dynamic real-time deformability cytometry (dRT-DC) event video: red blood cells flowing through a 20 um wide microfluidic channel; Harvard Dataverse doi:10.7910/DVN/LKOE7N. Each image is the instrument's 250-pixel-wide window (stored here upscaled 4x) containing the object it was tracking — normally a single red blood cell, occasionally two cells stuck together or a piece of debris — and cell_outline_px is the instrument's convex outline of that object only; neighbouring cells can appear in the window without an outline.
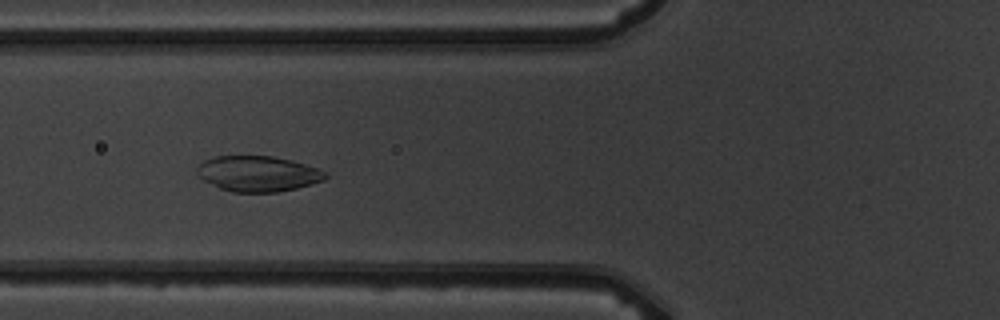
{"species": "common noctule bat (a hibernating species)", "species_latin": "Nyctalus noctula", "temperature_condition": "warm", "stored_images_in_passage": 7, "camera_frame_rate_fps": 3000, "um_per_image_px": 0.085, "animal": {"sex": "male", "body_mass_g": 19.5, "forearm_length_mm": 54.6}, "frame": {"image": 1, "passage_image": 6, "time_ms": 6.667, "image_size_px": [1000, 320], "cell_outline_px": [[328, 176], [324, 180], [312, 184], [296, 188], [276, 192], [232, 192], [220, 188], [204, 180], [196, 172], [196, 168], [204, 160], [216, 156], [272, 156], [292, 160], [328, 172]], "centroid_in_image_um": [21.94, 14.76], "position_along_channel_um": 103.9, "area_um2": 26.53}}
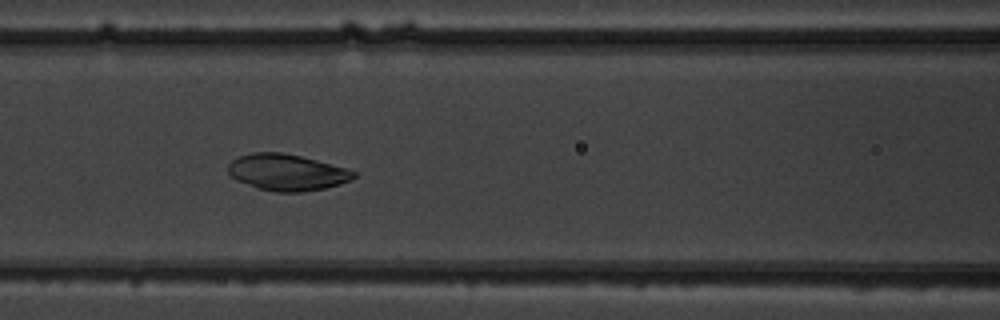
{"frame": {"image": 2, "passage_image": 7, "time_ms": 7.667, "image_size_px": [1000, 320], "cell_outline_px": [[356, 176], [352, 180], [340, 184], [324, 188], [300, 192], [276, 192], [256, 188], [236, 180], [228, 172], [228, 164], [232, 160], [240, 156], [252, 152], [280, 152], [300, 156], [348, 168], [356, 172]], "centroid_in_image_um": [24.39, 14.65], "position_along_channel_um": 142.2, "area_um2": 26.7}}